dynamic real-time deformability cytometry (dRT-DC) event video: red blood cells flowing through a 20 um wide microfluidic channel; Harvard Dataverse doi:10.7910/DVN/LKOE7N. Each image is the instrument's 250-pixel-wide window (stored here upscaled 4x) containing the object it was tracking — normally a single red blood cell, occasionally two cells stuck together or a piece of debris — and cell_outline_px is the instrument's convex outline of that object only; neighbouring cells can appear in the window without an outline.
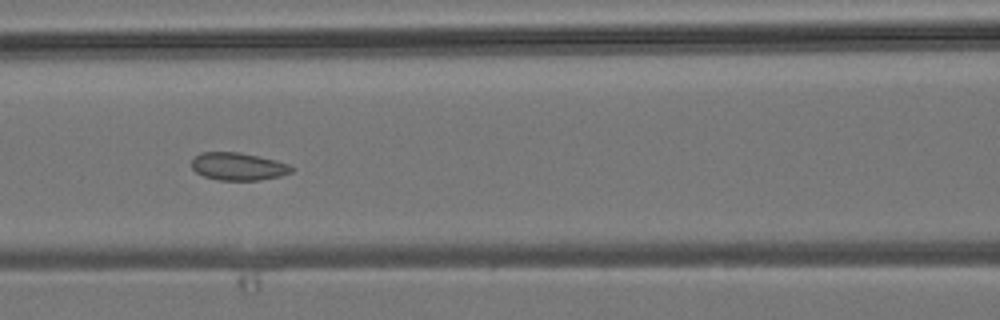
{"species": "common noctule bat (a hibernating species)", "species_latin": "Nyctalus noctula", "temperature_condition": "room temperature", "stored_images_in_passage": 5, "camera_frame_rate_fps": 3000, "um_per_image_px": 0.085, "animal": {"sex": "male", "body_mass_g": 19.2, "forearm_length_mm": 51.8}, "frame": {"image": 1, "passage_image": 5, "time_ms": 4.333, "image_size_px": [1000, 320], "cell_outline_px": [[296, 168], [292, 172], [280, 176], [260, 180], [220, 180], [204, 176], [196, 172], [192, 168], [192, 160], [200, 152], [240, 152], [276, 160], [288, 164]], "centroid_in_image_um": [20.27, 14.14], "position_along_channel_um": 146.3, "area_um2": 16.13}}